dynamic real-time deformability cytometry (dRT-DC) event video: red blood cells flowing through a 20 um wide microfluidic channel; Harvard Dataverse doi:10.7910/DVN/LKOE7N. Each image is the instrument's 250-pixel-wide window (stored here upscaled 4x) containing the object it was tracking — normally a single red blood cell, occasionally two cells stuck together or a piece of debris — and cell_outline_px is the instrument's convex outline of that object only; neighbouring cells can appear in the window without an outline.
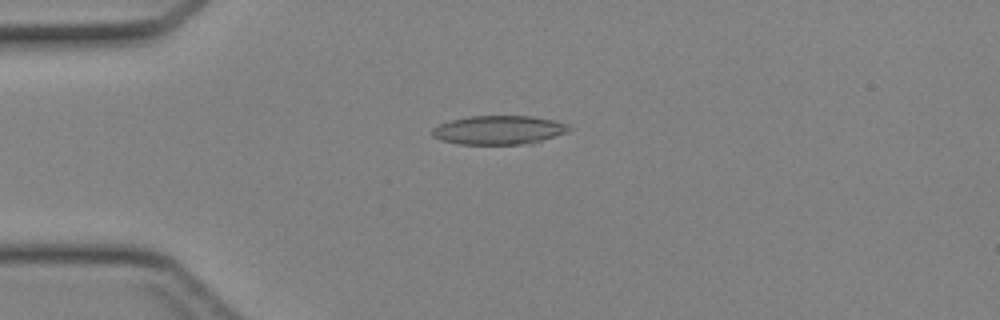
{"species": "Egyptian fruit bat (a non-hibernating species)", "species_latin": "Rousettus aegyptiacus", "temperature_condition": "cold", "stored_images_in_passage": 34, "camera_frame_rate_fps": 3000, "um_per_image_px": 0.085, "animal": {"sex": "female"}, "frame": {"image": 1, "passage_image": 1, "time_ms": 0.0, "image_size_px": [1000, 320], "cell_outline_px": [[572, 128], [568, 132], [540, 140], [520, 144], [456, 144], [440, 140], [432, 136], [432, 128], [440, 124], [452, 120], [468, 116], [532, 116], [552, 120], [568, 124]], "centroid_in_image_um": [42.36, 11.05], "position_along_channel_um": 42.6, "area_um2": 22.83}}
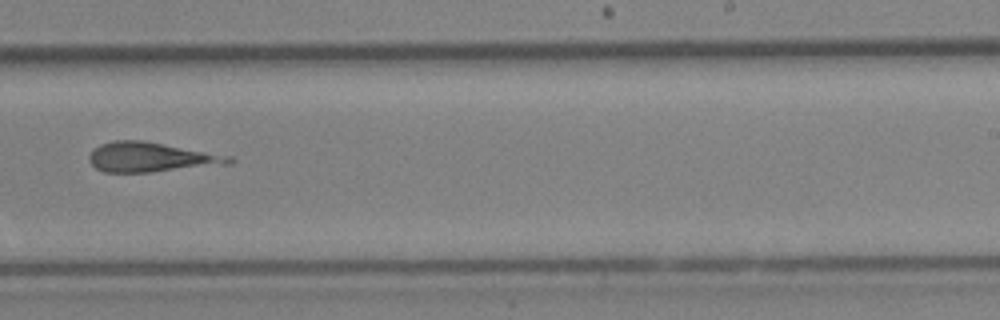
{"frame": {"image": 2, "passage_image": 18, "time_ms": 5.667, "image_size_px": [1000, 320], "cell_outline_px": [[236, 160], [232, 164], [148, 172], [104, 172], [96, 168], [88, 160], [88, 156], [100, 144], [112, 140], [144, 140], [232, 156]], "centroid_in_image_um": [12.87, 13.35], "position_along_channel_um": 276.1, "area_um2": 24.28}}
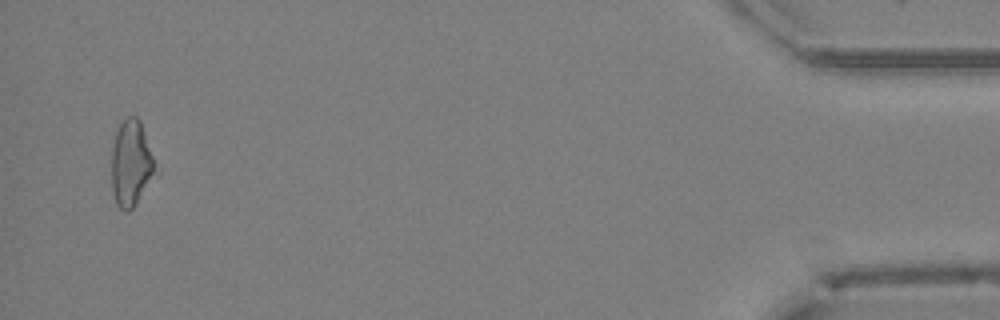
{"frame": {"image": 3, "passage_image": 33, "time_ms": 10.667, "image_size_px": [1000, 320], "cell_outline_px": [[160, 172], [136, 204], [128, 212], [124, 212], [116, 204], [112, 192], [112, 148], [116, 132], [124, 116], [136, 116], [140, 120], [160, 168]], "centroid_in_image_um": [11.22, 13.91], "position_along_channel_um": 424.0, "area_um2": 23.0}}